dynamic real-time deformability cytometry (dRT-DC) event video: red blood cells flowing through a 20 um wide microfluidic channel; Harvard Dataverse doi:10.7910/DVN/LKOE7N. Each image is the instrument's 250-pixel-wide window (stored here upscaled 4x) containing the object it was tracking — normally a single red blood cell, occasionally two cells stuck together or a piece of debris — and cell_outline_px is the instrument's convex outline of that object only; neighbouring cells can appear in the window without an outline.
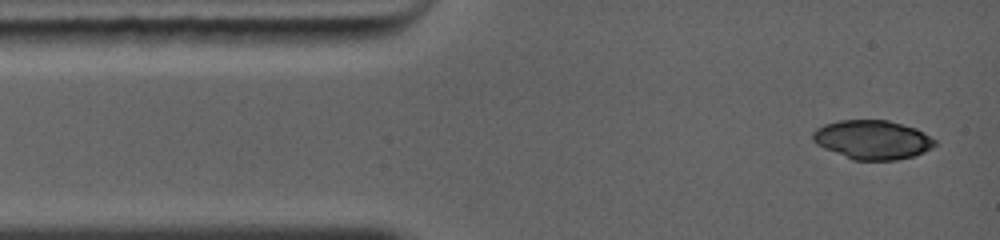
{"species": "common noctule bat (a hibernating species)", "species_latin": "Nyctalus noctula", "temperature_condition": "warm", "stored_images_in_passage": 3, "camera_frame_rate_fps": 5000, "um_per_image_px": 0.085, "animal": {"sex": "female", "body_mass_g": 19.0, "forearm_length_mm": 56.7}, "frame": {"image": 1, "passage_image": 1, "time_ms": 0.0, "image_size_px": [1000, 240], "cell_outline_px": [[936, 144], [932, 148], [924, 152], [912, 156], [896, 160], [852, 160], [824, 148], [816, 144], [812, 140], [812, 132], [816, 128], [824, 124], [840, 120], [888, 120], [916, 128], [924, 132], [936, 140]], "centroid_in_image_um": [74.15, 11.87], "position_along_channel_um": 10.9, "area_um2": 27.92}}